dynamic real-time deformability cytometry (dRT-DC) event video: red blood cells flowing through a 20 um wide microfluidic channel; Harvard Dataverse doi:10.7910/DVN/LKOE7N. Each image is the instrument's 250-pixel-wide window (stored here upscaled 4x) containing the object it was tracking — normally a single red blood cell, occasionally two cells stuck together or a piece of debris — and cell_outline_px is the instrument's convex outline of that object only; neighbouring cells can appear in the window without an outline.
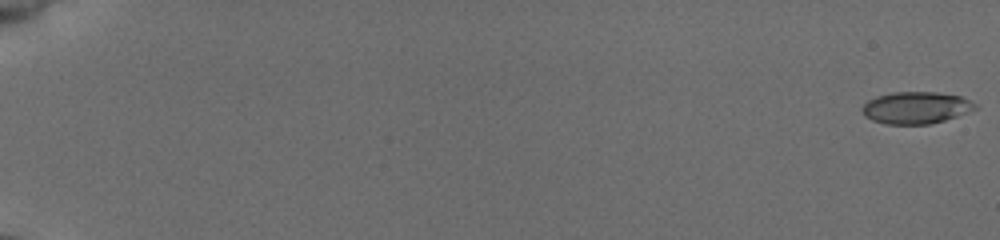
{"species": "common noctule bat (a hibernating species)", "species_latin": "Nyctalus noctula", "temperature_condition": "cold", "stored_images_in_passage": 55, "camera_frame_rate_fps": 3000, "um_per_image_px": 0.085, "animal": {"sex": "female", "body_mass_g": 19.5, "forearm_length_mm": 54.1}, "frame": {"image": 1, "passage_image": 1, "time_ms": 0.0, "image_size_px": [1000, 240], "cell_outline_px": [[976, 108], [956, 116], [944, 120], [928, 124], [888, 124], [872, 120], [864, 116], [860, 108], [868, 100], [876, 96], [892, 92], [936, 92], [960, 96], [976, 104]], "centroid_in_image_um": [77.8, 9.15], "position_along_channel_um": 7.2, "area_um2": 20.87}}
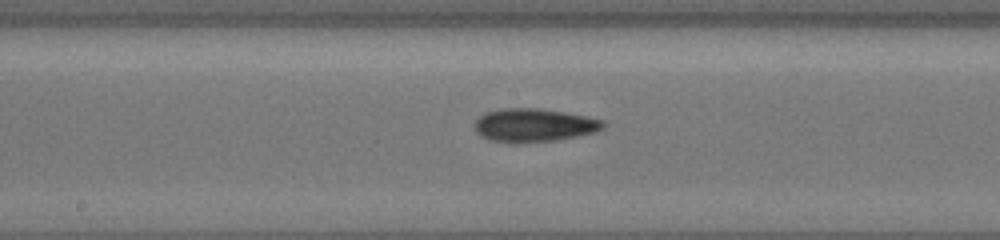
{"frame": {"image": 2, "passage_image": 32, "time_ms": 10.333, "image_size_px": [1000, 240], "cell_outline_px": [[604, 128], [592, 132], [576, 136], [552, 140], [516, 144], [512, 144], [492, 140], [476, 132], [476, 120], [484, 112], [500, 108], [540, 108], [564, 112], [604, 120]], "centroid_in_image_um": [45.36, 10.63], "position_along_channel_um": 202.8, "area_um2": 24.8}}
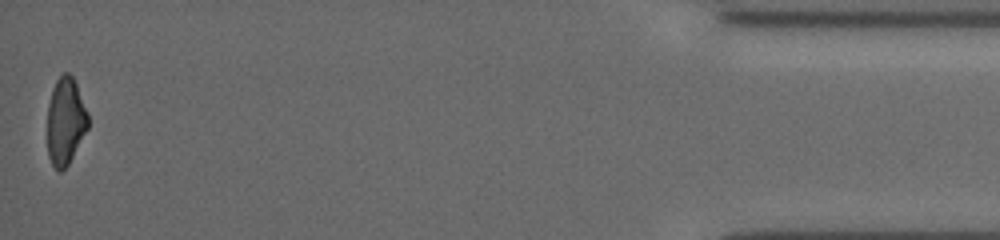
{"frame": {"image": 3, "passage_image": 55, "time_ms": 18.0, "image_size_px": [1000, 240], "cell_outline_px": [[88, 128], [68, 164], [60, 172], [52, 164], [48, 156], [48, 104], [52, 88], [56, 80], [64, 72], [68, 72], [72, 76], [76, 84], [88, 112]], "centroid_in_image_um": [5.56, 10.28], "position_along_channel_um": 429.6, "area_um2": 20.52}, "authors_computed_cell_mechanics": {"area_um2": 22.1952, "velocity_mm_per_s": 3.9365, "shape_relaxation_time_tau1_ms": 7.0013, "shape_relaxation_time_tau2_ms": 10.6467, "deformation_change_tau1": 0.1899, "deformation_change_tau2": 0.2449}}